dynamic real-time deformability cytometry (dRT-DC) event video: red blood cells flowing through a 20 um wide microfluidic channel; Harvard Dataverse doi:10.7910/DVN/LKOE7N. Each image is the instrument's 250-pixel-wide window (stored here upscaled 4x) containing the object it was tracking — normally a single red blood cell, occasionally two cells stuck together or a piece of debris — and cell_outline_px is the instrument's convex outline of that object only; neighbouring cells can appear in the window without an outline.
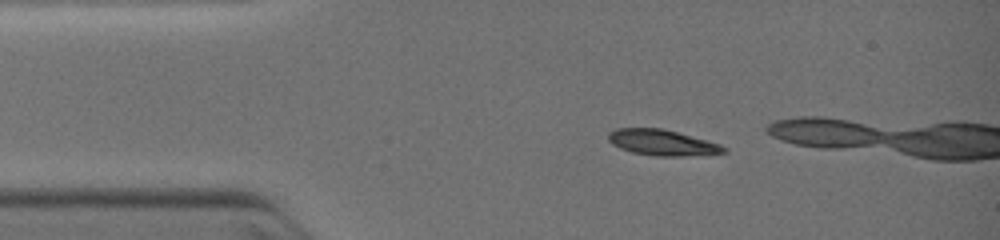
{"species": "common noctule bat (a hibernating species)", "species_latin": "Nyctalus noctula", "temperature_condition": "warm", "stored_images_in_passage": 4, "camera_frame_rate_fps": 3000, "um_per_image_px": 0.085, "animal": {"sex": "female", "body_mass_g": 19.0, "forearm_length_mm": 51.5}, "frame": {"image": 1, "passage_image": 1, "time_ms": 0.0, "image_size_px": [1000, 240], "cell_outline_px": [[728, 152], [684, 156], [656, 156], [632, 152], [620, 148], [612, 144], [608, 140], [608, 132], [616, 128], [664, 128], [720, 144], [728, 148]], "centroid_in_image_um": [56.28, 12.11], "position_along_channel_um": 28.7, "area_um2": 17.4}}